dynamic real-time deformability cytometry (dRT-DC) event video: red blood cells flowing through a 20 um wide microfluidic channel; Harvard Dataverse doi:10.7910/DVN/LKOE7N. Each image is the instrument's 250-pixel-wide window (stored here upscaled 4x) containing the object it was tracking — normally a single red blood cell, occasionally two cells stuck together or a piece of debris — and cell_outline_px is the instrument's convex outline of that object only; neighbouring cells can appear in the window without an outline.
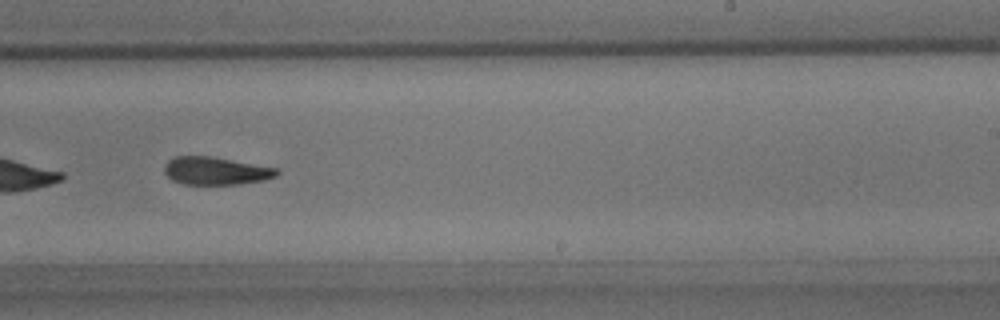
{"species": "common noctule bat (a hibernating species)", "species_latin": "Nyctalus noctula", "temperature_condition": "room temperature", "stored_images_in_passage": 13, "camera_frame_rate_fps": 3000, "um_per_image_px": 0.085, "animal": {"sex": "male", "body_mass_g": 15.6}, "frame": {"image": 1, "passage_image": 8, "time_ms": 9.0, "image_size_px": [1000, 320], "cell_outline_px": [[280, 172], [276, 176], [264, 180], [240, 184], [184, 184], [172, 180], [164, 172], [164, 164], [168, 160], [176, 156], [208, 156], [276, 168]], "centroid_in_image_um": [18.31, 14.53], "position_along_channel_um": 270.7, "area_um2": 18.03}, "authors_computed_cell_mechanics": {"area_um2": 18.3804, "velocity_mm_per_s": 3.6205, "shape_relaxation_time_tau1_ms": null, "shape_relaxation_time_tau2_ms": 10.2465, "deformation_change_tau1": null, "deformation_change_tau2": 0.1965}}